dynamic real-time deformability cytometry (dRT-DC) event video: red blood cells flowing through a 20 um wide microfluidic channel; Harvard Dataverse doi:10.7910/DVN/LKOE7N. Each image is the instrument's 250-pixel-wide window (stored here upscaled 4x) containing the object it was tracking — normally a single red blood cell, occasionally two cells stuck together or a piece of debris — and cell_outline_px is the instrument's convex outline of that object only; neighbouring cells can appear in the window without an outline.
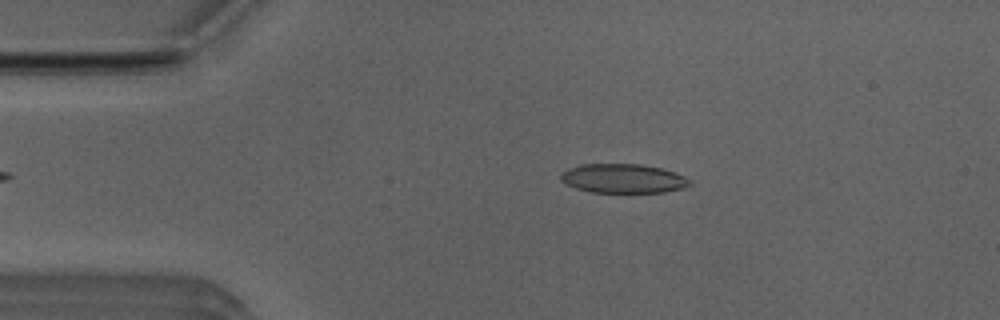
{"species": "Egyptian fruit bat (a non-hibernating species)", "species_latin": "Rousettus aegyptiacus", "temperature_condition": "room temperature", "stored_images_in_passage": 50, "camera_frame_rate_fps": 3000, "um_per_image_px": 0.085, "animal": {"sex": "male"}, "frame": {"image": 1, "passage_image": 8, "time_ms": 2.333, "image_size_px": [1000, 320], "cell_outline_px": [[692, 184], [684, 188], [664, 192], [588, 192], [576, 188], [560, 180], [560, 172], [580, 164], [640, 164], [660, 168], [684, 176], [692, 180]], "centroid_in_image_um": [52.96, 15.17], "position_along_channel_um": 32.0, "area_um2": 21.91}}
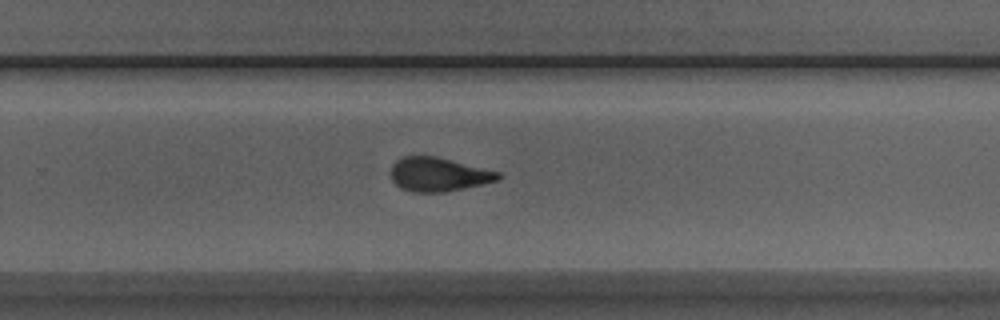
{"frame": {"image": 2, "passage_image": 31, "time_ms": 10.0, "image_size_px": [1000, 320], "cell_outline_px": [[504, 176], [500, 180], [444, 192], [412, 192], [400, 188], [392, 180], [388, 172], [392, 164], [396, 160], [404, 156], [436, 156], [500, 172]], "centroid_in_image_um": [37.24, 14.82], "position_along_channel_um": 292.6, "area_um2": 21.39}}
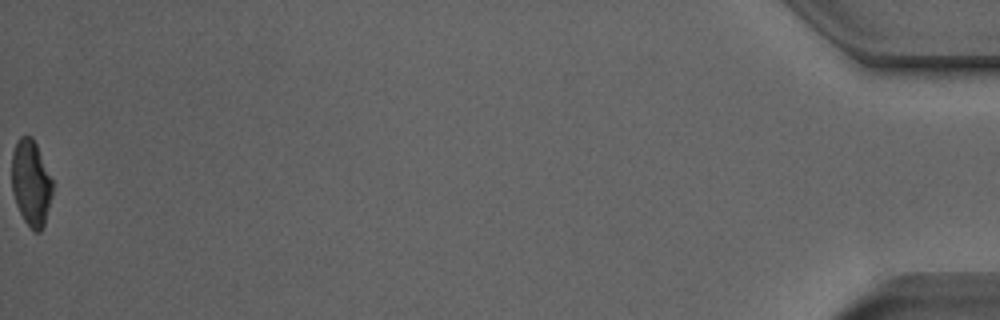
{"frame": {"image": 3, "passage_image": 50, "time_ms": 16.333, "image_size_px": [1000, 320], "cell_outline_px": [[52, 196], [44, 224], [40, 232], [36, 232], [24, 220], [16, 204], [12, 192], [12, 152], [16, 140], [20, 136], [32, 136], [36, 144], [52, 180]], "centroid_in_image_um": [2.62, 15.52], "position_along_channel_um": 432.6, "area_um2": 20.23}, "authors_computed_cell_mechanics": {"area_um2": 21.9062, "velocity_mm_per_s": 3.9383, "shape_relaxation_time_tau1_ms": 4.1631, "shape_relaxation_time_tau2_ms": 1.778, "deformation_change_tau1": 0.1512, "deformation_change_tau2": 0.0761}}